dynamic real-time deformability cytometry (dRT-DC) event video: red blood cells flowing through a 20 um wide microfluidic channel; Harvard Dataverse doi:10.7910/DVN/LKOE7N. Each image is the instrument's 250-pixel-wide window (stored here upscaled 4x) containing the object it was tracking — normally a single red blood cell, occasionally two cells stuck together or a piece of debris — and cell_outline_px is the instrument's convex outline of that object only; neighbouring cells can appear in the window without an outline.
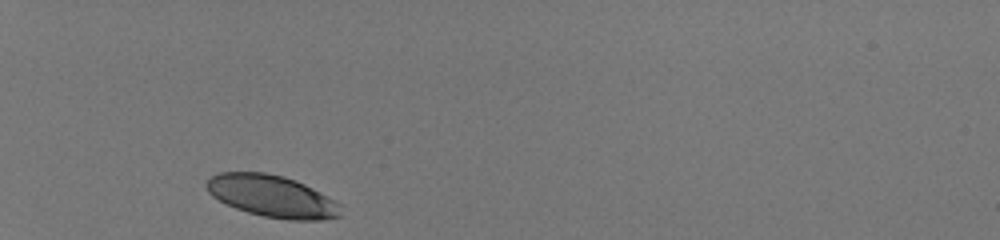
{"species": "human", "species_latin": "Homo sapiens", "temperature_condition": "room temperature", "stored_images_in_passage": 30, "camera_frame_rate_fps": 3000, "um_per_image_px": 0.085, "donor": {"sex": "male"}, "frame": {"image": 1, "passage_image": 1, "time_ms": 0.0, "image_size_px": [1000, 240], "cell_outline_px": [[340, 216], [320, 220], [288, 220], [264, 216], [248, 212], [236, 208], [212, 196], [208, 192], [204, 184], [212, 176], [220, 172], [264, 172], [284, 176], [304, 184], [312, 188], [340, 204]], "centroid_in_image_um": [23.1, 16.67], "position_along_channel_um": 61.9, "area_um2": 32.48}}
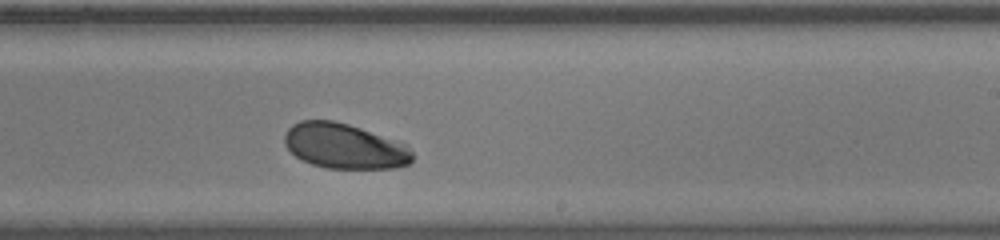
{"frame": {"image": 2, "passage_image": 18, "time_ms": 5.667, "image_size_px": [1000, 240], "cell_outline_px": [[412, 160], [408, 164], [396, 168], [324, 168], [312, 164], [296, 156], [284, 144], [284, 136], [288, 128], [292, 124], [300, 120], [332, 120], [348, 124], [360, 128], [408, 148], [412, 152]], "centroid_in_image_um": [29.19, 12.43], "position_along_channel_um": 259.8, "area_um2": 32.89}}
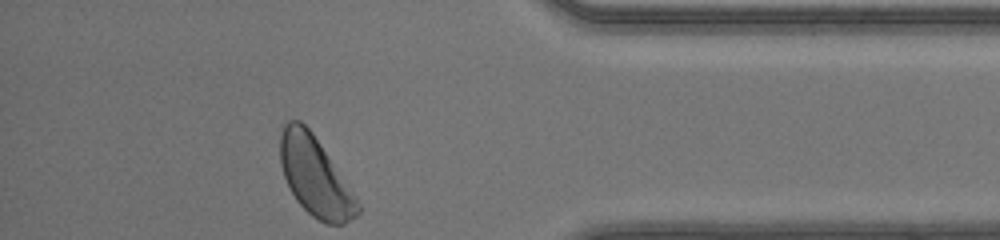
{"frame": {"image": 3, "passage_image": 30, "time_ms": 9.667, "image_size_px": [1000, 240], "cell_outline_px": [[360, 212], [356, 216], [344, 224], [328, 224], [312, 216], [296, 200], [284, 176], [280, 164], [280, 136], [284, 124], [288, 120], [300, 120], [312, 132], [352, 188], [360, 204]], "centroid_in_image_um": [26.8, 15.0], "position_along_channel_um": 408.4, "area_um2": 35.66}, "authors_computed_cell_mechanics": {"area_um2": 34.1309, "velocity_mm_per_s": 4.0777, "shape_relaxation_time_tau1_ms": 1.7792, "shape_relaxation_time_tau2_ms": 9.4766, "deformation_change_tau1": 0.0832, "deformation_change_tau2": 0.1297}}